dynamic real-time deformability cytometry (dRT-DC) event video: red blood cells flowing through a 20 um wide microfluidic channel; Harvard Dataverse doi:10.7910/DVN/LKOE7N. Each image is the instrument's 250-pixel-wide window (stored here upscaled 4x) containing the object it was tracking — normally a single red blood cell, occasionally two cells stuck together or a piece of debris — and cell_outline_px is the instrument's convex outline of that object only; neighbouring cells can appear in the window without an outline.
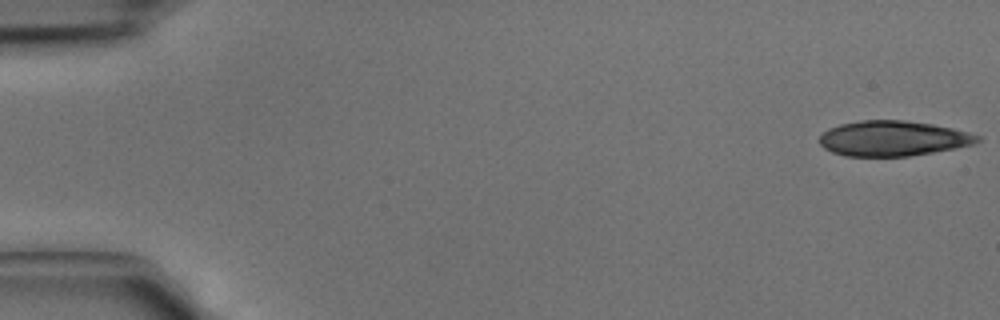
{"species": "common noctule bat (a hibernating species)", "species_latin": "Nyctalus noctula", "temperature_condition": "cold", "stored_images_in_passage": 21, "camera_frame_rate_fps": 3000, "um_per_image_px": 0.085, "animal": {"sex": "male", "body_mass_g": 15.6}, "frame": {"image": 1, "passage_image": 1, "time_ms": 0.0, "image_size_px": [1000, 320], "cell_outline_px": [[980, 140], [976, 144], [956, 148], [908, 156], [844, 156], [832, 152], [824, 148], [820, 144], [820, 136], [828, 128], [840, 124], [860, 120], [904, 120], [932, 124], [952, 128], [968, 132], [980, 136]], "centroid_in_image_um": [75.9, 11.76], "position_along_channel_um": 9.1, "area_um2": 32.43}}